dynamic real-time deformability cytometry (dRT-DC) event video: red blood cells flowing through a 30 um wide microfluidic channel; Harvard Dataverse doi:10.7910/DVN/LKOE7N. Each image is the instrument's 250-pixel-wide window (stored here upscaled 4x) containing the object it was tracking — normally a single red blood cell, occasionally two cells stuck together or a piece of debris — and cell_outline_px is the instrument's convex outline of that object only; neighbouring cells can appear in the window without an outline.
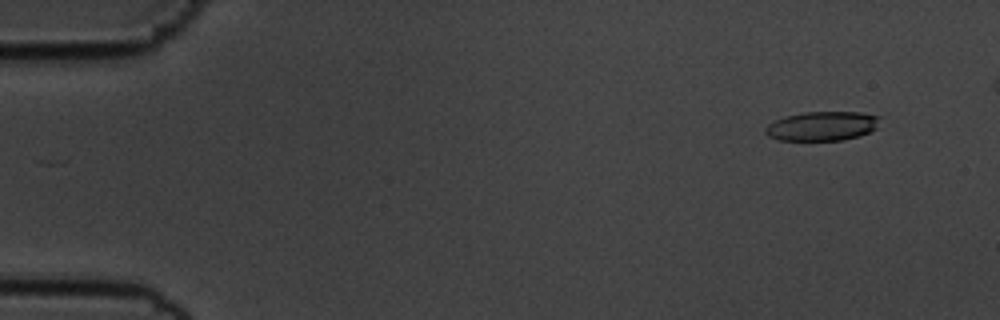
{"species": "common noctule bat (a hibernating species)", "species_latin": "Nyctalus noctula", "temperature_condition": "cold", "stored_images_in_passage": 54, "camera_frame_rate_fps": 3000, "um_per_image_px": 0.085, "animal": {"sex": "male", "body_mass_g": 19.5, "forearm_length_mm": 54.6}, "frame": {"image": 1, "passage_image": 5, "time_ms": 1.333, "image_size_px": [1000, 320], "cell_outline_px": [[880, 116], [876, 128], [860, 136], [844, 140], [780, 140], [768, 136], [764, 132], [764, 128], [768, 124], [784, 116], [804, 112], [860, 112]], "centroid_in_image_um": [69.86, 10.71], "position_along_channel_um": 15.1, "area_um2": 19.54}}
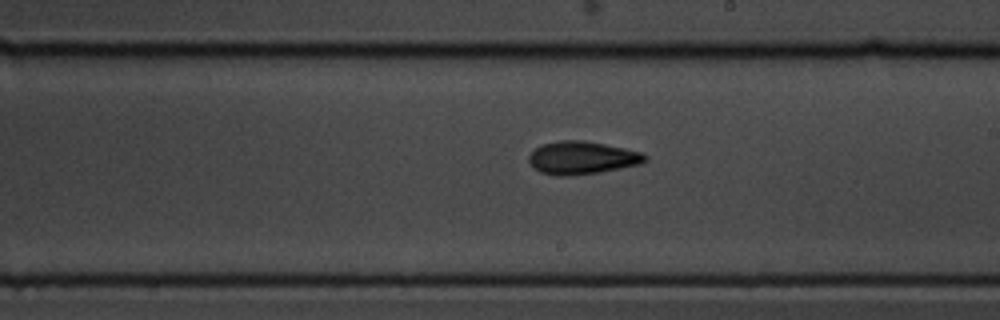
{"frame": {"image": 2, "passage_image": 33, "time_ms": 10.667, "image_size_px": [1000, 320], "cell_outline_px": [[648, 160], [640, 164], [600, 172], [568, 176], [556, 176], [540, 172], [532, 168], [528, 160], [528, 156], [540, 144], [560, 140], [580, 140], [604, 144], [624, 148], [640, 152], [648, 156]], "centroid_in_image_um": [49.44, 13.42], "position_along_channel_um": 239.6, "area_um2": 22.37}}
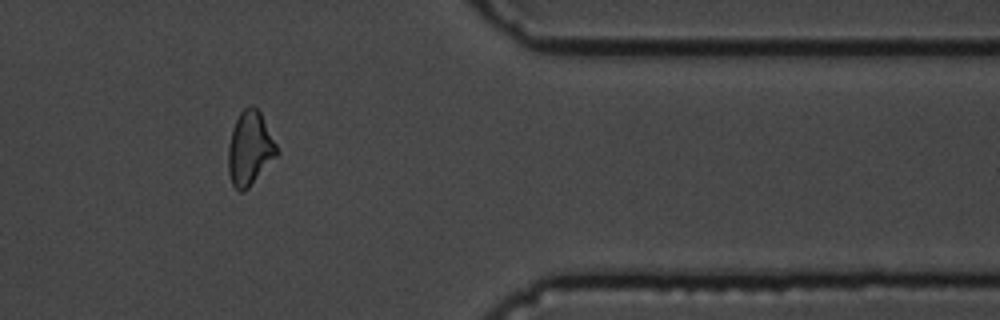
{"frame": {"image": 3, "passage_image": 47, "time_ms": 15.333, "image_size_px": [1000, 320], "cell_outline_px": [[280, 152], [248, 188], [244, 192], [240, 192], [232, 184], [228, 172], [228, 144], [232, 128], [240, 112], [248, 104], [252, 104], [260, 112]], "centroid_in_image_um": [21.22, 12.61], "position_along_channel_um": 390.2, "area_um2": 20.92}}